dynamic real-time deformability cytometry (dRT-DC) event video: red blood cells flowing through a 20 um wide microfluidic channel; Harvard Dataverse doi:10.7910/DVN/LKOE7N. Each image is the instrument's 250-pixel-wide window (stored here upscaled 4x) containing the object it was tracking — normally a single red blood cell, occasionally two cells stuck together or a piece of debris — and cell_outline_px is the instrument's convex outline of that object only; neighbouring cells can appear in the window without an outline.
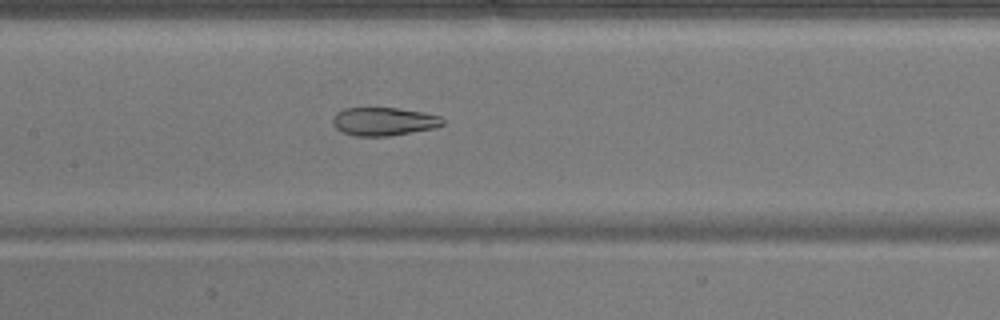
{"species": "common noctule bat (a hibernating species)", "species_latin": "Nyctalus noctula", "temperature_condition": "warm", "stored_images_in_passage": 52, "camera_frame_rate_fps": 3000, "um_per_image_px": 0.085, "animal": {"sex": "male", "body_mass_g": 17.9}, "frame": {"image": 1, "passage_image": 25, "time_ms": 8.0, "image_size_px": [1000, 320], "cell_outline_px": [[444, 124], [436, 128], [388, 136], [356, 136], [344, 132], [336, 128], [332, 124], [332, 120], [336, 112], [344, 108], [396, 108], [420, 112], [440, 116], [444, 120]], "centroid_in_image_um": [32.61, 10.33], "position_along_channel_um": 174.8, "area_um2": 18.03}}
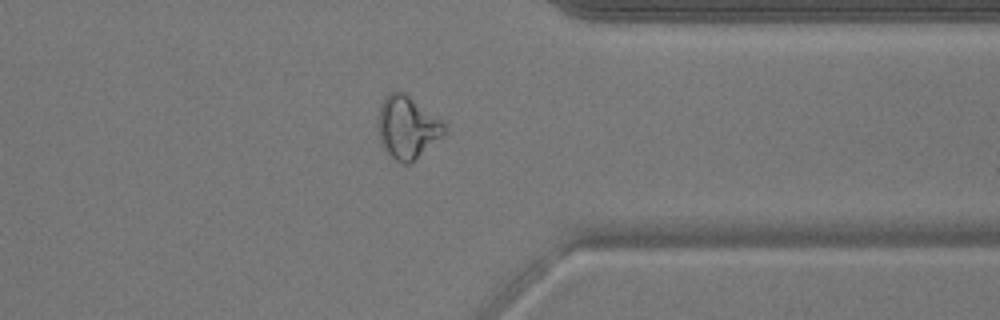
{"frame": {"image": 2, "passage_image": 41, "time_ms": 13.333, "image_size_px": [1000, 320], "cell_outline_px": [[444, 132], [412, 164], [404, 164], [396, 160], [380, 144], [380, 104], [384, 96], [388, 92], [404, 92], [444, 120]], "centroid_in_image_um": [34.63, 10.81], "position_along_channel_um": 376.8, "area_um2": 23.76}}
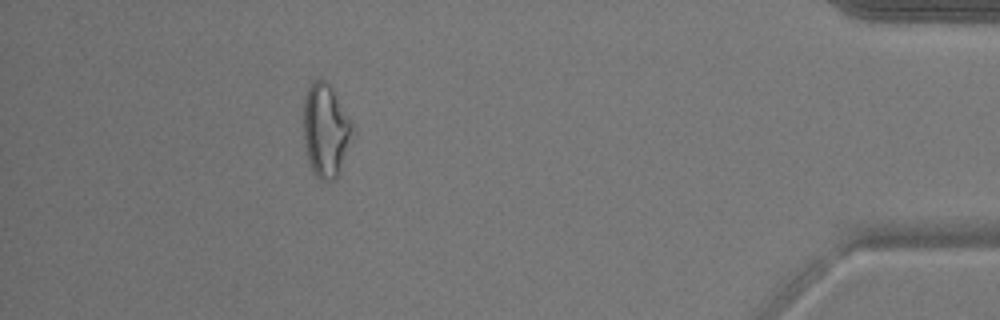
{"frame": {"image": 3, "passage_image": 47, "time_ms": 15.333, "image_size_px": [1000, 320], "cell_outline_px": [[352, 128], [340, 168], [336, 180], [320, 180], [312, 172], [308, 160], [304, 140], [304, 96], [312, 80], [324, 80], [332, 84], [352, 124]], "centroid_in_image_um": [27.64, 11.03], "position_along_channel_um": 407.6, "area_um2": 26.18}, "authors_computed_cell_mechanics": {"area_um2": 24.0448, "velocity_mm_per_s": 3.8975, "shape_relaxation_time_tau1_ms": null, "shape_relaxation_time_tau2_ms": 2.7016, "deformation_change_tau1": null, "deformation_change_tau2": 0.0812}}